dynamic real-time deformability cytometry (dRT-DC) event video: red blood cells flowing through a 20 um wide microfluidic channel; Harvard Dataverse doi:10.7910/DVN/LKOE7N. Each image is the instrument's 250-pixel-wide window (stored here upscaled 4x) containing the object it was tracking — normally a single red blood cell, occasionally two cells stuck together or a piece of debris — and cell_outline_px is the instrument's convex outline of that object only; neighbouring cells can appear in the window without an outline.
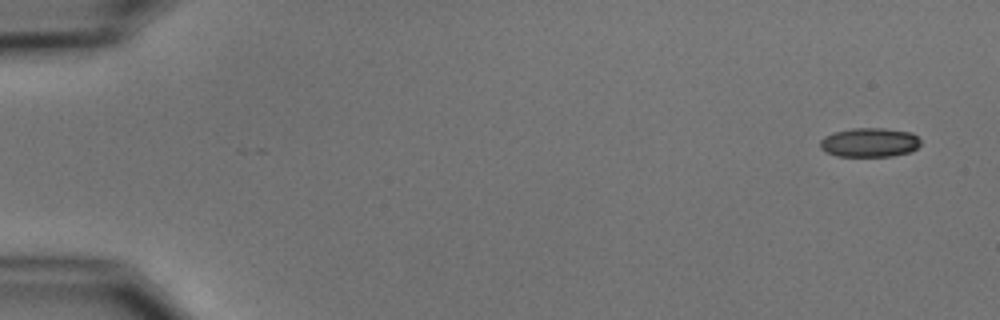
{"species": "common noctule bat (a hibernating species)", "species_latin": "Nyctalus noctula", "temperature_condition": "cold", "stored_images_in_passage": 5, "camera_frame_rate_fps": 3000, "um_per_image_px": 0.085, "animal": {"sex": "male", "body_mass_g": 15.6}, "frame": {"image": 1, "passage_image": 1, "time_ms": 0.0, "image_size_px": [1000, 320], "cell_outline_px": [[920, 144], [916, 148], [908, 152], [892, 156], [836, 156], [824, 152], [820, 148], [820, 140], [824, 136], [832, 132], [852, 128], [884, 128], [912, 132], [920, 140]], "centroid_in_image_um": [73.86, 12.1], "position_along_channel_um": 11.1, "area_um2": 17.22}}
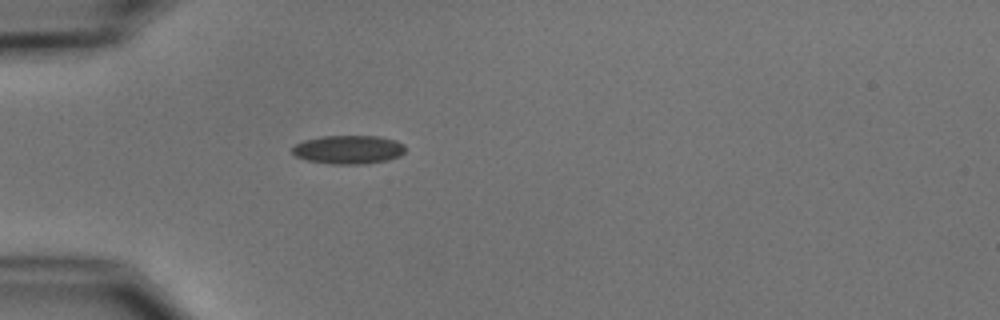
{"frame": {"image": 2, "passage_image": 5, "time_ms": 4.667, "image_size_px": [1000, 320], "cell_outline_px": [[404, 152], [400, 156], [388, 160], [364, 164], [332, 164], [308, 160], [296, 156], [292, 152], [292, 148], [296, 144], [304, 140], [324, 136], [380, 136], [396, 140], [404, 144]], "centroid_in_image_um": [29.65, 12.71], "position_along_channel_um": 55.4, "area_um2": 18.84}}